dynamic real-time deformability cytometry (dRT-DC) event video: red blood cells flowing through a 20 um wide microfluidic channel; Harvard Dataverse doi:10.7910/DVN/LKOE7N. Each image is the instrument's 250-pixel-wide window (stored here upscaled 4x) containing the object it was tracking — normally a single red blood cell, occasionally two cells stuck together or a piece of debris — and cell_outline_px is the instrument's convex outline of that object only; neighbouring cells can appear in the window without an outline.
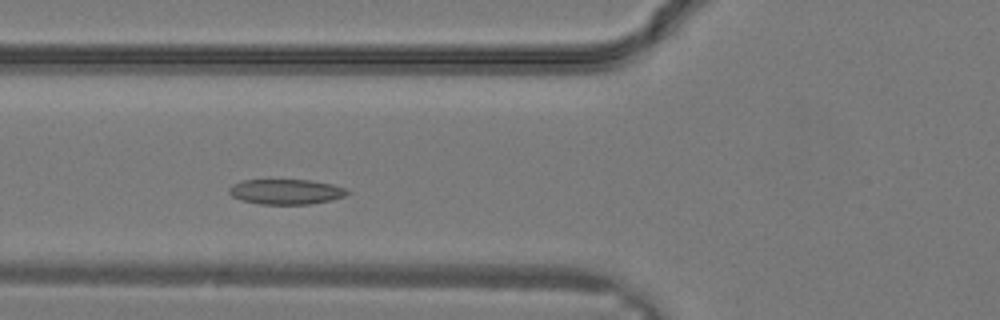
{"species": "common noctule bat (a hibernating species)", "species_latin": "Nyctalus noctula", "temperature_condition": "warm", "stored_images_in_passage": 27, "camera_frame_rate_fps": 3000, "um_per_image_px": 0.085, "animal": {"sex": "male", "body_mass_g": 19.2, "forearm_length_mm": 51.8}, "frame": {"image": 1, "passage_image": 7, "time_ms": 2.0, "image_size_px": [1000, 320], "cell_outline_px": [[352, 192], [344, 196], [332, 200], [308, 204], [260, 204], [240, 200], [232, 196], [228, 192], [228, 188], [232, 184], [244, 180], [312, 180], [332, 184], [348, 188]], "centroid_in_image_um": [24.33, 16.29], "position_along_channel_um": 101.5, "area_um2": 17.51}}
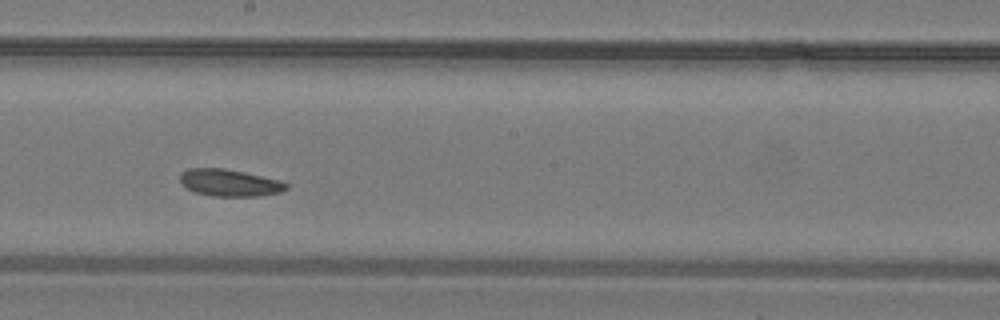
{"frame": {"image": 2, "passage_image": 13, "time_ms": 4.0, "image_size_px": [1000, 320], "cell_outline_px": [[288, 188], [280, 192], [260, 196], [212, 196], [196, 192], [180, 184], [180, 172], [188, 168], [224, 168], [244, 172], [280, 180], [288, 184]], "centroid_in_image_um": [19.5, 15.53], "position_along_channel_um": 228.7, "area_um2": 16.76}}
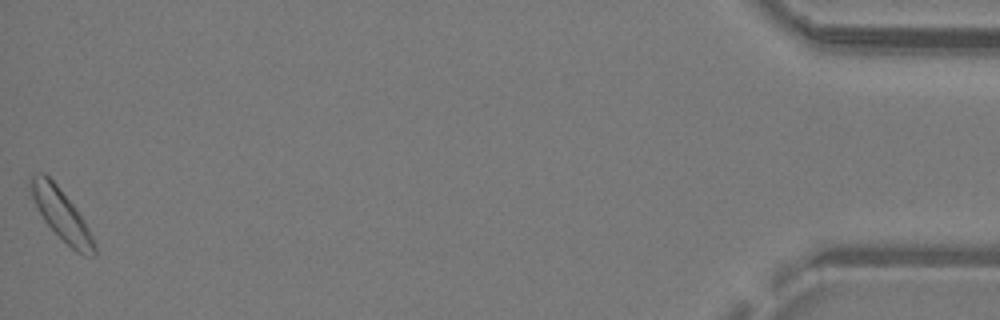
{"frame": {"image": 3, "passage_image": 27, "time_ms": 8.667, "image_size_px": [1000, 320], "cell_outline_px": [[96, 256], [84, 256], [76, 252], [44, 220], [32, 196], [28, 176], [40, 172], [44, 172], [56, 184], [76, 208], [84, 220], [92, 236], [96, 248]], "centroid_in_image_um": [5.23, 18.22], "position_along_channel_um": 430.0, "area_um2": 18.5}}